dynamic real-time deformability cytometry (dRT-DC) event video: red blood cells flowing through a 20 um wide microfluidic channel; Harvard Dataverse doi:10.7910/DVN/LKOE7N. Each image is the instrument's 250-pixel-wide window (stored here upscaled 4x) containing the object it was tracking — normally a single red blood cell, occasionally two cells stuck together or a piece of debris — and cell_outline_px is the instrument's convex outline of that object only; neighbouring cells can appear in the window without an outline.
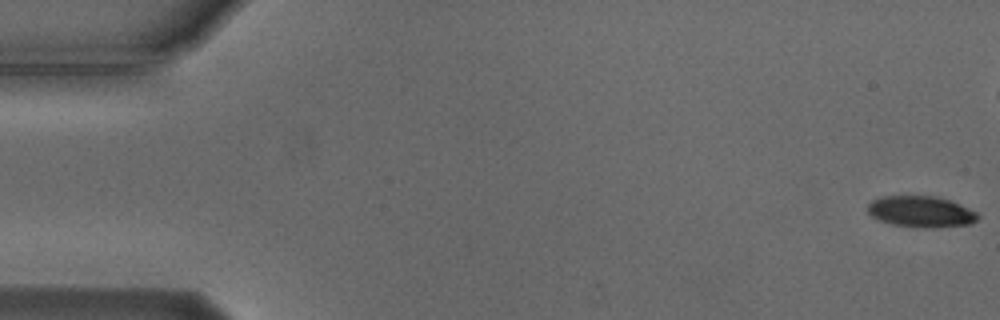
{"species": "Egyptian fruit bat (a non-hibernating species)", "species_latin": "Rousettus aegyptiacus", "temperature_condition": "cold", "stored_images_in_passage": 48, "camera_frame_rate_fps": 3000, "um_per_image_px": 0.085, "animal": {"sex": "male"}, "frame": {"image": 1, "passage_image": 1, "time_ms": 0.0, "image_size_px": [1000, 320], "cell_outline_px": [[980, 216], [972, 224], [928, 228], [892, 224], [880, 220], [872, 216], [868, 212], [868, 204], [872, 200], [880, 196], [936, 196], [952, 200], [976, 212]], "centroid_in_image_um": [78.3, 17.98], "position_along_channel_um": 6.7, "area_um2": 20.0}}
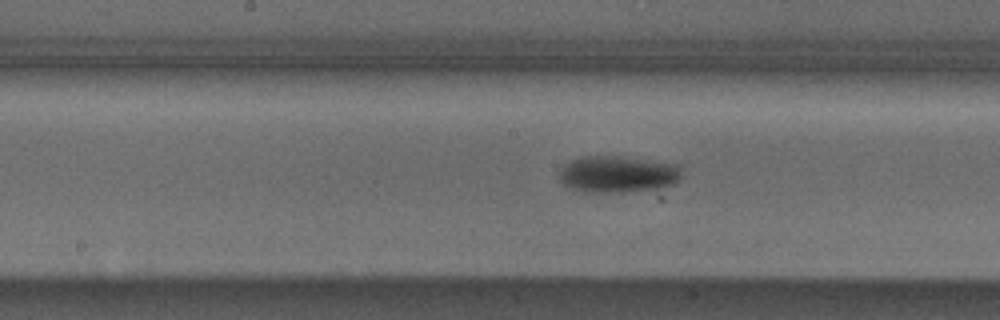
{"frame": {"image": 2, "passage_image": 28, "time_ms": 9.0, "image_size_px": [1000, 320], "cell_outline_px": [[684, 164], [680, 180], [672, 184], [656, 188], [620, 192], [584, 192], [568, 188], [560, 180], [560, 168], [564, 164], [580, 156], [616, 156]], "centroid_in_image_um": [52.53, 14.79], "position_along_channel_um": 195.7, "area_um2": 26.47}}
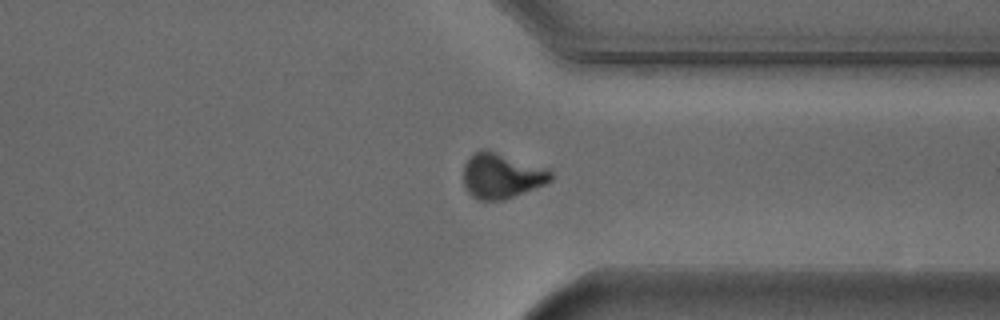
{"frame": {"image": 3, "passage_image": 42, "time_ms": 13.667, "image_size_px": [1000, 320], "cell_outline_px": [[552, 180], [544, 184], [504, 200], [480, 200], [472, 196], [468, 192], [464, 184], [464, 164], [476, 152], [484, 148], [548, 168], [552, 172]], "centroid_in_image_um": [42.64, 14.94], "position_along_channel_um": 368.8, "area_um2": 22.83}, "authors_computed_cell_mechanics": {"area_um2": 23.0333, "velocity_mm_per_s": 3.7398, "shape_relaxation_time_tau1_ms": 2.2313, "shape_relaxation_time_tau2_ms": null, "deformation_change_tau1": 0.1126, "deformation_change_tau2": null}}